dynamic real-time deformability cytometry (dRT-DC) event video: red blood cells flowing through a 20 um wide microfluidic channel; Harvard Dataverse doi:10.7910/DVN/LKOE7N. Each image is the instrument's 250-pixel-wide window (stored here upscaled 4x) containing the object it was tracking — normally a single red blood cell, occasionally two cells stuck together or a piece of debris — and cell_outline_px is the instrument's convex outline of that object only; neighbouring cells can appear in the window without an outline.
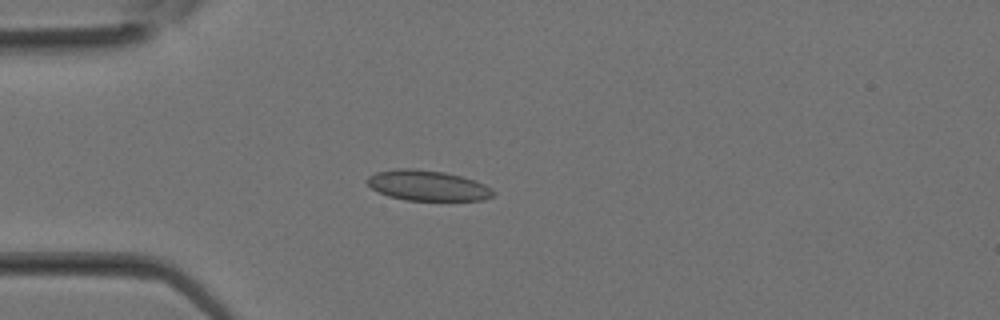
{"species": "Egyptian fruit bat (a non-hibernating species)", "species_latin": "Rousettus aegyptiacus", "temperature_condition": "room temperature", "stored_images_in_passage": 13, "camera_frame_rate_fps": 3000, "um_per_image_px": 0.085, "animal": {"sex": "female"}, "frame": {"image": 1, "passage_image": 2, "time_ms": 0.333, "image_size_px": [1000, 320], "cell_outline_px": [[496, 192], [492, 196], [484, 200], [404, 200], [388, 196], [372, 188], [364, 180], [368, 176], [376, 172], [400, 168], [412, 168], [444, 172], [476, 180], [492, 188]], "centroid_in_image_um": [36.35, 15.77], "position_along_channel_um": 48.7, "area_um2": 22.37}}
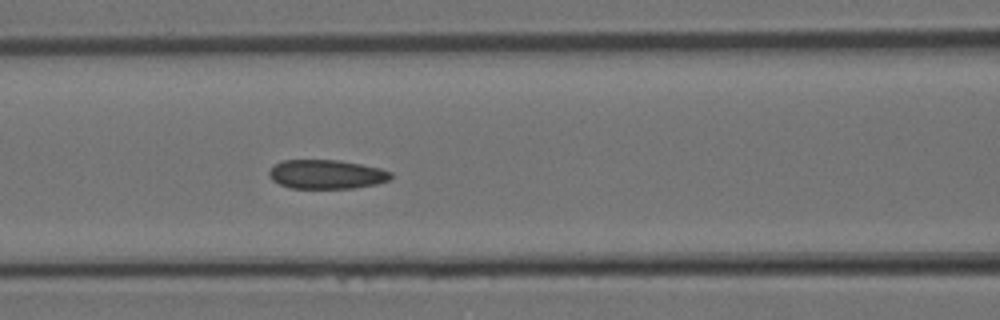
{"frame": {"image": 2, "passage_image": 7, "time_ms": 2.0, "image_size_px": [1000, 320], "cell_outline_px": [[392, 176], [388, 180], [376, 184], [352, 188], [288, 188], [272, 180], [268, 176], [268, 172], [276, 164], [284, 160], [340, 160], [380, 168], [392, 172]], "centroid_in_image_um": [27.74, 14.82], "position_along_channel_um": 138.9, "area_um2": 20.58}}
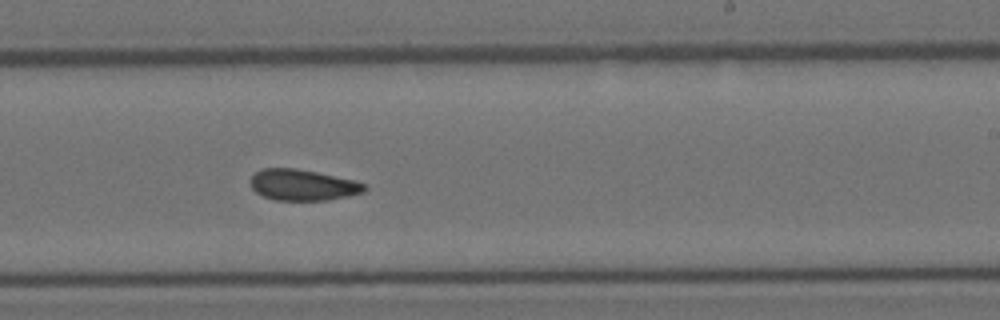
{"frame": {"image": 3, "passage_image": 13, "time_ms": 4.0, "image_size_px": [1000, 320], "cell_outline_px": [[368, 188], [364, 192], [348, 196], [328, 200], [276, 200], [264, 196], [256, 192], [252, 188], [252, 176], [260, 168], [296, 168], [356, 180], [364, 184]], "centroid_in_image_um": [25.77, 15.72], "position_along_channel_um": 263.2, "area_um2": 20.58}}